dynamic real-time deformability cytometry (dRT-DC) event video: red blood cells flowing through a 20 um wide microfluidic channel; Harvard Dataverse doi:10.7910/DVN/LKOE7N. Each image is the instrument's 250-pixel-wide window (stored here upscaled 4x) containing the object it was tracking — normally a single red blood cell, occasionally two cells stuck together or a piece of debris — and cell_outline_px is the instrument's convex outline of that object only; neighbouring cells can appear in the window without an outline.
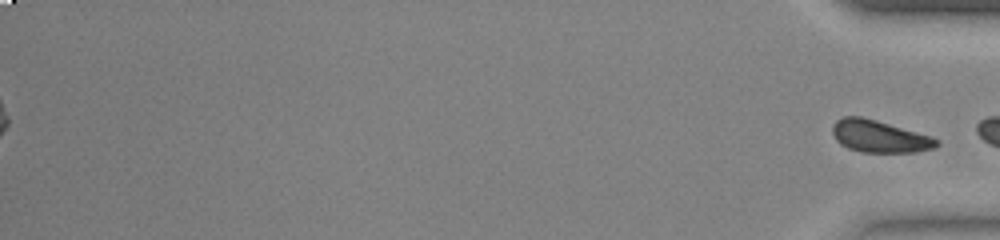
{"species": "common noctule bat (a hibernating species)", "species_latin": "Nyctalus noctula", "temperature_condition": "warm", "stored_images_in_passage": 54, "segment_of_instrument_passage": [2, 2], "camera_frame_rate_fps": 3000, "um_per_image_px": 0.085, "animal": {"sex": "female", "body_mass_g": 23.0, "forearm_length_mm": 53.4}, "frame": {"image": 1, "passage_image": 54, "time_ms": 17.667, "image_size_px": [1000, 240], "cell_outline_px": [[940, 144], [936, 148], [916, 152], [860, 152], [848, 148], [840, 144], [836, 140], [832, 132], [832, 124], [836, 120], [844, 116], [860, 116], [876, 120], [932, 136], [940, 140]], "centroid_in_image_um": [74.77, 11.59], "position_along_channel_um": 360.4, "area_um2": 19.71}}